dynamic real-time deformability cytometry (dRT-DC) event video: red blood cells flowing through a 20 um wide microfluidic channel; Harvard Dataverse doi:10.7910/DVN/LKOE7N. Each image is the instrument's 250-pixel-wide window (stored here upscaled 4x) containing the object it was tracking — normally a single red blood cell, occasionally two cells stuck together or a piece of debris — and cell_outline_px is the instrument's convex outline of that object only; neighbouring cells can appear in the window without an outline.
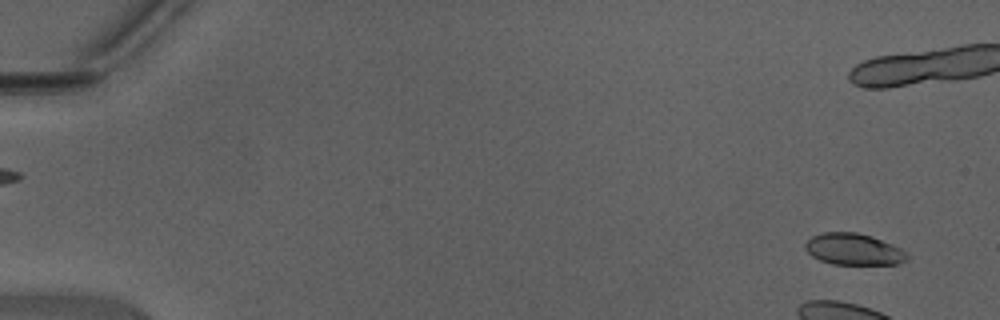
{"species": "Egyptian fruit bat (a non-hibernating species)", "species_latin": "Rousettus aegyptiacus", "temperature_condition": "warm", "stored_images_in_passage": 12, "camera_frame_rate_fps": 3000, "um_per_image_px": 0.085, "animal": {"sex": "male"}, "frame": {"image": 1, "passage_image": 1, "time_ms": 0.0, "image_size_px": [1000, 320], "cell_outline_px": [[908, 256], [904, 260], [896, 264], [832, 264], [820, 260], [812, 256], [804, 248], [804, 244], [812, 236], [824, 232], [856, 232], [872, 236], [892, 244], [908, 252]], "centroid_in_image_um": [72.54, 21.18], "position_along_channel_um": 12.5, "area_um2": 18.67}}